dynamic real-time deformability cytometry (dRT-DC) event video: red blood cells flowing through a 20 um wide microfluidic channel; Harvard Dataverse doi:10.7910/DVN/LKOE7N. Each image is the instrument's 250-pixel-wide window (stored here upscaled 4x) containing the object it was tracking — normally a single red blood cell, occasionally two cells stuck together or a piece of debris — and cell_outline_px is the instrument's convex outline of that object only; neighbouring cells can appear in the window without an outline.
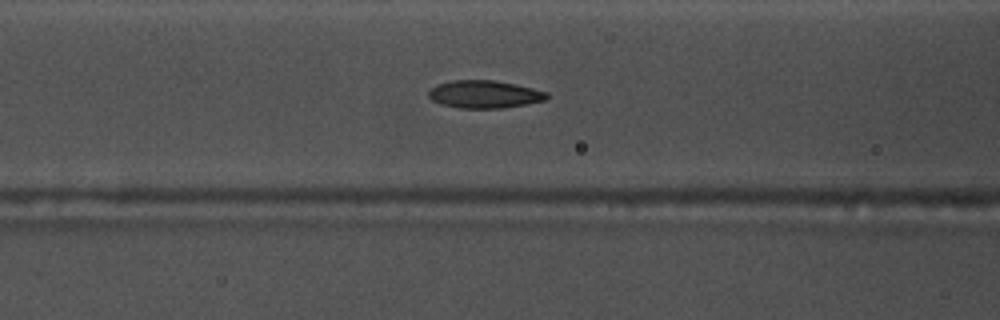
{"species": "common noctule bat (a hibernating species)", "species_latin": "Nyctalus noctula", "temperature_condition": "warm", "stored_images_in_passage": 31, "camera_frame_rate_fps": 3000, "um_per_image_px": 0.085, "animal": {"sex": "male", "body_mass_g": 17.5, "forearm_length_mm": 52.3}, "frame": {"image": 1, "passage_image": 5, "time_ms": 1.333, "image_size_px": [1000, 320], "cell_outline_px": [[548, 96], [544, 100], [524, 104], [500, 108], [460, 108], [440, 104], [432, 100], [428, 96], [428, 92], [436, 84], [452, 80], [492, 80], [532, 88], [548, 92]], "centroid_in_image_um": [41.12, 8.01], "position_along_channel_um": 125.5, "area_um2": 18.84}}